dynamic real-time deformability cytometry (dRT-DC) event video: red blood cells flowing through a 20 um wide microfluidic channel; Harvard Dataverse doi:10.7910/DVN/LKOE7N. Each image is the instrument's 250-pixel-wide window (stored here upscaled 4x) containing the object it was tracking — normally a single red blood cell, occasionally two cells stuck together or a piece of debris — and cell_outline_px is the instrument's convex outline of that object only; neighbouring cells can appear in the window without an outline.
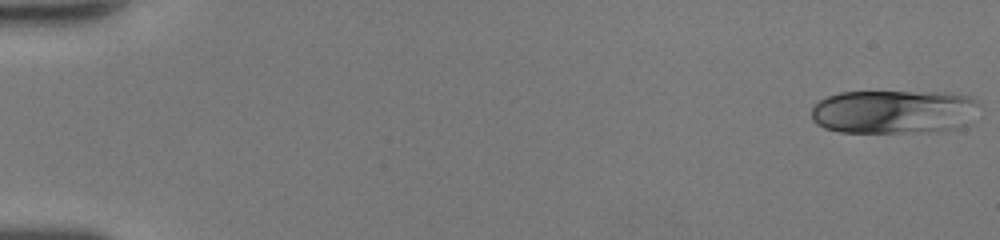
{"species": "human", "species_latin": "Homo sapiens", "temperature_condition": "room temperature", "stored_images_in_passage": 49, "camera_frame_rate_fps": 3000, "um_per_image_px": 0.085, "donor": {"sex": "female"}, "frame": {"image": 1, "passage_image": 1, "time_ms": 0.0, "image_size_px": [1000, 240], "cell_outline_px": [[980, 104], [972, 124], [956, 128], [924, 132], [840, 132], [824, 128], [816, 124], [812, 120], [812, 108], [820, 100], [828, 96], [840, 92], [948, 92], [968, 96], [976, 100]], "centroid_in_image_um": [76.03, 9.5], "position_along_channel_um": 9.0, "area_um2": 43.35}}
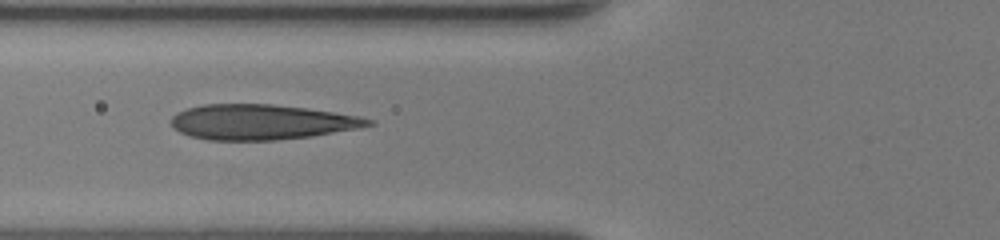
{"frame": {"image": 2, "passage_image": 20, "time_ms": 6.333, "image_size_px": [1000, 240], "cell_outline_px": [[376, 124], [360, 128], [312, 136], [276, 140], [208, 140], [188, 136], [180, 132], [172, 124], [172, 116], [176, 112], [188, 108], [204, 104], [272, 104], [308, 108], [360, 116], [376, 120]], "centroid_in_image_um": [22.27, 10.37], "position_along_channel_um": 103.5, "area_um2": 40.63}}
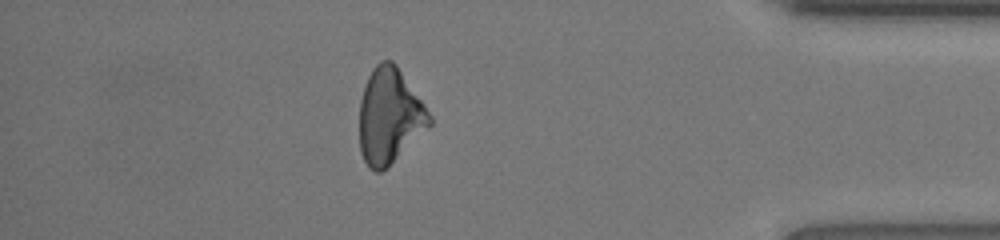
{"frame": {"image": 3, "passage_image": 43, "time_ms": 14.0, "image_size_px": [1000, 240], "cell_outline_px": [[432, 124], [380, 172], [376, 172], [368, 168], [360, 152], [360, 100], [368, 76], [372, 68], [380, 60], [392, 60], [396, 64], [424, 104], [432, 116]], "centroid_in_image_um": [33.09, 9.83], "position_along_channel_um": 402.1, "area_um2": 38.44}, "authors_computed_cell_mechanics": {"area_um2": 39.5352, "velocity_mm_per_s": 4.3285, "shape_relaxation_time_tau1_ms": 6.2952, "shape_relaxation_time_tau2_ms": 2.1511, "deformation_change_tau1": 0.1766, "deformation_change_tau2": 0.0982}}